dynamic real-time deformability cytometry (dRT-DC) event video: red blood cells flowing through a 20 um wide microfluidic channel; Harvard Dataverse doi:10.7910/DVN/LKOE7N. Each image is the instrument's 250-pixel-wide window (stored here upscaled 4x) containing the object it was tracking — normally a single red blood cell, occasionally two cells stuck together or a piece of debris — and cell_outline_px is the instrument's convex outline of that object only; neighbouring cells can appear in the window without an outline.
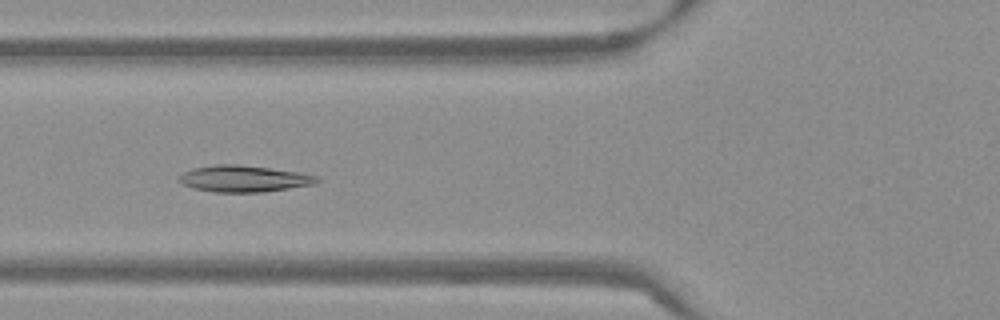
{"species": "Egyptian fruit bat (a non-hibernating species)", "species_latin": "Rousettus aegyptiacus", "temperature_condition": "warm", "stored_images_in_passage": 54, "camera_frame_rate_fps": 3000, "um_per_image_px": 0.085, "frame": {"image": 1, "passage_image": 21, "time_ms": 6.667, "image_size_px": [1000, 320], "cell_outline_px": [[320, 180], [316, 184], [264, 192], [212, 192], [192, 188], [176, 180], [176, 176], [192, 168], [216, 164], [240, 164], [296, 172], [320, 176]], "centroid_in_image_um": [20.69, 15.19], "position_along_channel_um": 105.1, "area_um2": 21.5}}
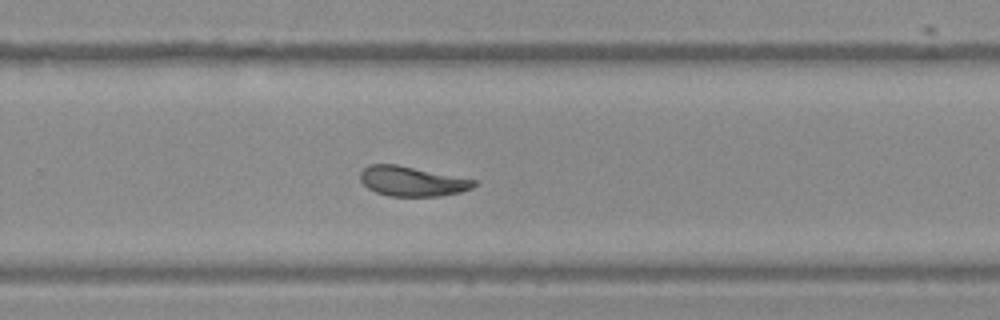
{"frame": {"image": 2, "passage_image": 36, "time_ms": 11.667, "image_size_px": [1000, 320], "cell_outline_px": [[476, 184], [472, 188], [460, 192], [440, 196], [388, 196], [376, 192], [368, 188], [360, 180], [360, 172], [368, 164], [396, 164], [476, 180]], "centroid_in_image_um": [35.0, 15.41], "position_along_channel_um": 294.8, "area_um2": 19.65}}
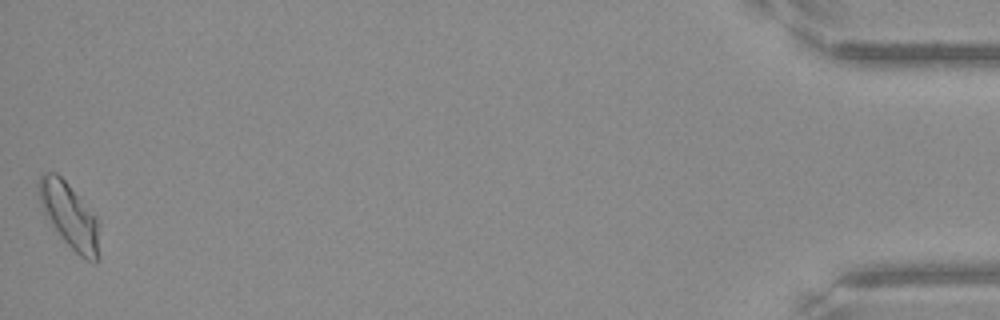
{"frame": {"image": 3, "passage_image": 54, "time_ms": 17.667, "image_size_px": [1000, 320], "cell_outline_px": [[100, 256], [96, 264], [92, 264], [80, 256], [60, 236], [44, 216], [36, 184], [40, 176], [44, 172], [56, 172], [68, 184], [100, 220]], "centroid_in_image_um": [5.95, 18.37], "position_along_channel_um": 429.3, "area_um2": 23.64}, "authors_computed_cell_mechanics": {"area_um2": 20.8947, "velocity_mm_per_s": 3.7942, "shape_relaxation_time_tau1_ms": 9.9438, "shape_relaxation_time_tau2_ms": 2.9744, "deformation_change_tau1": 0.2082, "deformation_change_tau2": 0.0668}}